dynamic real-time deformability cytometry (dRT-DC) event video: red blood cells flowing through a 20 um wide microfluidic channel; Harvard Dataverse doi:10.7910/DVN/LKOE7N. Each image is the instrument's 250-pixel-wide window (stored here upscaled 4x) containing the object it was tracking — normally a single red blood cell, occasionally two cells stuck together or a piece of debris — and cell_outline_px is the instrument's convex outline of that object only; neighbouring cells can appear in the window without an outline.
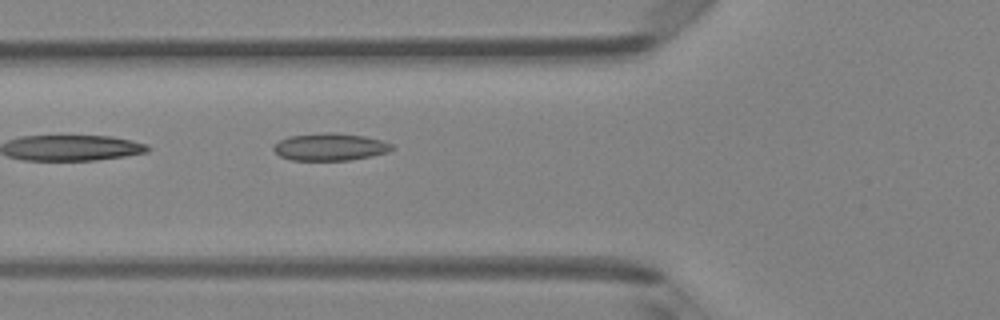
{"species": "Egyptian fruit bat (a non-hibernating species)", "species_latin": "Rousettus aegyptiacus", "temperature_condition": "room temperature", "stored_images_in_passage": 49, "camera_frame_rate_fps": 3000, "um_per_image_px": 0.085, "animal": {"sex": "female"}, "frame": {"image": 1, "passage_image": 18, "time_ms": 5.667, "image_size_px": [1000, 320], "cell_outline_px": [[396, 148], [388, 152], [372, 156], [348, 160], [292, 160], [280, 156], [272, 148], [280, 140], [288, 136], [324, 132], [336, 132], [364, 136], [380, 140], [392, 144]], "centroid_in_image_um": [28.07, 12.48], "position_along_channel_um": 97.7, "area_um2": 18.9}}
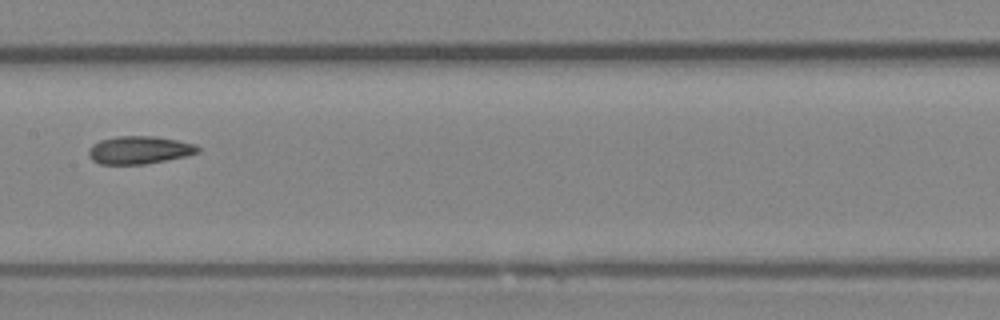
{"frame": {"image": 2, "passage_image": 25, "time_ms": 8.0, "image_size_px": [1000, 320], "cell_outline_px": [[200, 152], [184, 156], [144, 164], [100, 164], [92, 160], [88, 156], [88, 148], [92, 144], [100, 140], [116, 136], [156, 136], [196, 144], [200, 148]], "centroid_in_image_um": [11.81, 12.74], "position_along_channel_um": 195.6, "area_um2": 17.74}}
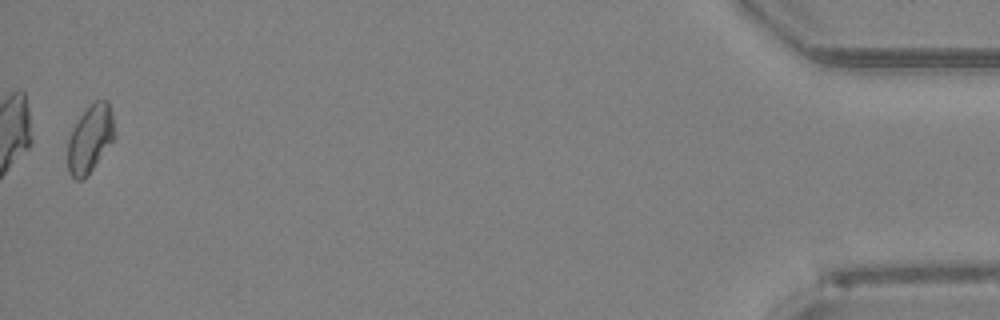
{"frame": {"image": 3, "passage_image": 48, "time_ms": 15.667, "image_size_px": [1000, 320], "cell_outline_px": [[116, 136], [88, 176], [84, 180], [76, 180], [68, 172], [68, 140], [72, 128], [80, 116], [96, 100], [108, 100], [112, 112]], "centroid_in_image_um": [7.67, 11.82], "position_along_channel_um": 427.5, "area_um2": 18.55}, "authors_computed_cell_mechanics": {"area_um2": 18.0336, "velocity_mm_per_s": 4.2035, "shape_relaxation_time_tau1_ms": null, "shape_relaxation_time_tau2_ms": 3.1763, "deformation_change_tau1": null, "deformation_change_tau2": 0.0929}}